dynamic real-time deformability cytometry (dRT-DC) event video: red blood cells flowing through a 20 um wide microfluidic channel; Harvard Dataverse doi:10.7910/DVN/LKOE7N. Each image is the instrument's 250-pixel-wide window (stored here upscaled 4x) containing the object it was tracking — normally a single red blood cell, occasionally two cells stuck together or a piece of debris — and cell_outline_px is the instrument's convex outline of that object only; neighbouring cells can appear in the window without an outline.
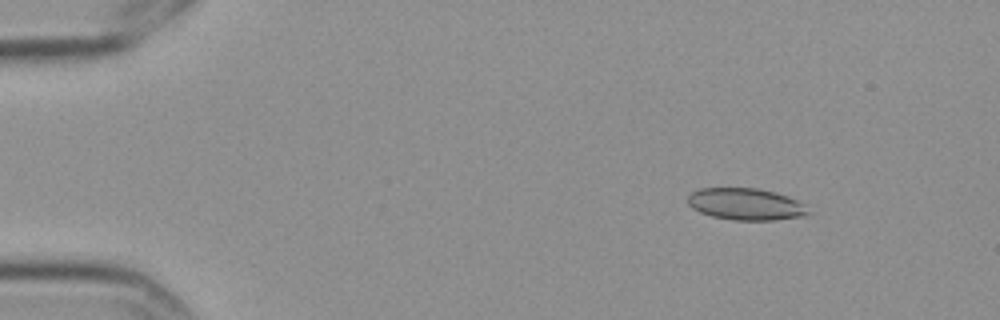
{"species": "Egyptian fruit bat (a non-hibernating species)", "species_latin": "Rousettus aegyptiacus", "temperature_condition": "cold", "stored_images_in_passage": 6, "camera_frame_rate_fps": 3000, "um_per_image_px": 0.085, "frame": {"image": 1, "passage_image": 3, "time_ms": 0.667, "image_size_px": [1000, 320], "cell_outline_px": [[812, 212], [804, 216], [772, 220], [732, 220], [712, 216], [700, 212], [692, 208], [688, 204], [688, 196], [692, 192], [700, 188], [756, 188], [776, 192], [788, 196], [804, 204]], "centroid_in_image_um": [63.41, 17.35], "position_along_channel_um": 21.6, "area_um2": 22.43}}
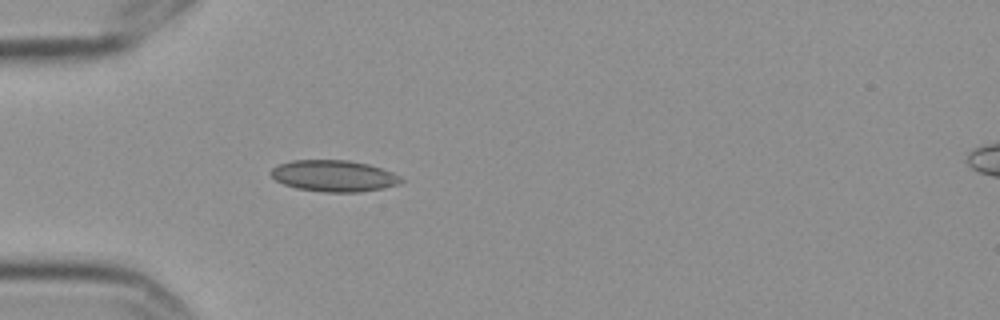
{"frame": {"image": 2, "passage_image": 6, "time_ms": 1.667, "image_size_px": [1000, 320], "cell_outline_px": [[404, 180], [400, 184], [384, 188], [360, 192], [324, 192], [296, 188], [284, 184], [276, 180], [268, 172], [272, 168], [280, 164], [292, 160], [348, 160], [368, 164], [392, 172], [400, 176]], "centroid_in_image_um": [28.39, 14.95], "position_along_channel_um": 56.6, "area_um2": 23.87}}